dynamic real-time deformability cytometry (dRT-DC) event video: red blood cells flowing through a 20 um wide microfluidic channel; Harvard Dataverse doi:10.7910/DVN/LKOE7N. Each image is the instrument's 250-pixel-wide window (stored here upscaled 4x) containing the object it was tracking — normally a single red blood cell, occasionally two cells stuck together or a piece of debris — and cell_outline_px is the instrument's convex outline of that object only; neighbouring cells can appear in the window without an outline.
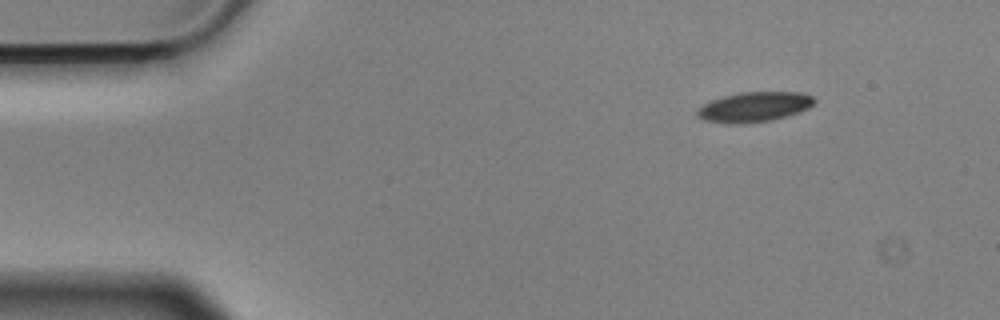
{"species": "Egyptian fruit bat (a non-hibernating species)", "species_latin": "Rousettus aegyptiacus", "temperature_condition": "cold", "stored_images_in_passage": 50, "camera_frame_rate_fps": 3000, "um_per_image_px": 0.085, "animal": {"sex": "male"}, "frame": {"image": 1, "passage_image": 1, "time_ms": 0.0, "image_size_px": [1000, 320], "cell_outline_px": [[816, 100], [808, 108], [800, 112], [772, 120], [740, 124], [728, 124], [704, 120], [696, 116], [696, 112], [704, 104], [712, 100], [724, 96], [740, 92], [800, 92], [812, 96]], "centroid_in_image_um": [64.11, 9.09], "position_along_channel_um": 20.9, "area_um2": 20.4}}
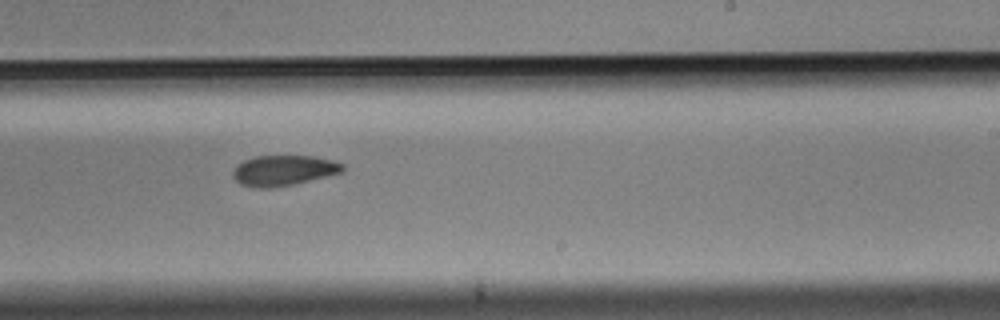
{"frame": {"image": 2, "passage_image": 28, "time_ms": 9.0, "image_size_px": [1000, 320], "cell_outline_px": [[344, 168], [340, 172], [292, 184], [272, 188], [252, 188], [240, 184], [232, 176], [232, 172], [236, 164], [244, 160], [256, 156], [312, 156], [332, 160], [344, 164]], "centroid_in_image_um": [24.02, 14.49], "position_along_channel_um": 265.0, "area_um2": 19.31}}
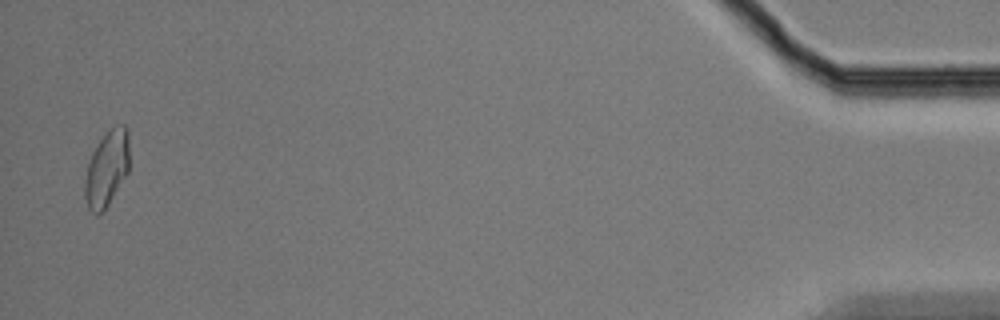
{"frame": {"image": 3, "passage_image": 49, "time_ms": 16.0, "image_size_px": [1000, 320], "cell_outline_px": [[128, 172], [108, 204], [96, 216], [88, 208], [84, 196], [84, 180], [88, 160], [92, 152], [100, 140], [116, 124], [124, 124], [128, 128]], "centroid_in_image_um": [9.06, 14.33], "position_along_channel_um": 426.1, "area_um2": 19.54}, "authors_computed_cell_mechanics": {"area_um2": 20.4323, "velocity_mm_per_s": 3.5819, "shape_relaxation_time_tau1_ms": 7.5408, "shape_relaxation_time_tau2_ms": null, "deformation_change_tau1": 0.129, "deformation_change_tau2": null}}